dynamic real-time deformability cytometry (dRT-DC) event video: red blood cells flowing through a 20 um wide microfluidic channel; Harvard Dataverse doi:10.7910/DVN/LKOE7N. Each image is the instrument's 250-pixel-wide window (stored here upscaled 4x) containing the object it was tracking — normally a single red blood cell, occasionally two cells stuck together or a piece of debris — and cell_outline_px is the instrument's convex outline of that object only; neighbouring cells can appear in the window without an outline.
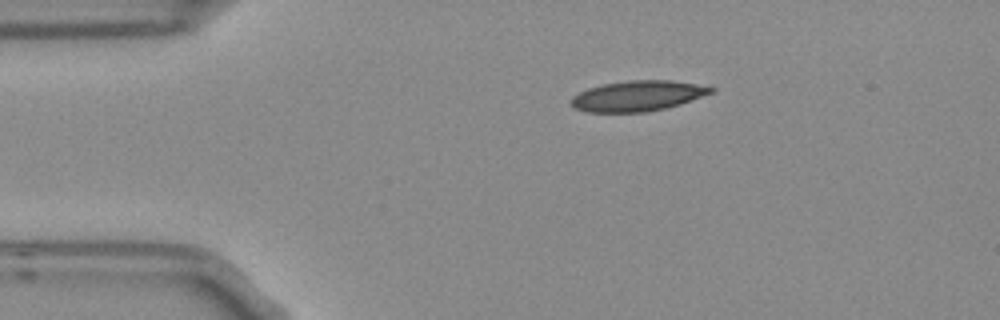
{"species": "Egyptian fruit bat (a non-hibernating species)", "species_latin": "Rousettus aegyptiacus", "temperature_condition": "room temperature", "stored_images_in_passage": 3, "camera_frame_rate_fps": 3000, "um_per_image_px": 0.085, "frame": {"image": 1, "passage_image": 1, "time_ms": 0.0, "image_size_px": [1000, 320], "cell_outline_px": [[716, 88], [712, 92], [680, 104], [664, 108], [644, 112], [588, 112], [576, 108], [572, 104], [572, 96], [588, 88], [604, 84], [628, 80], [672, 80], [696, 84]], "centroid_in_image_um": [54.2, 8.14], "position_along_channel_um": 30.8, "area_um2": 24.45}}
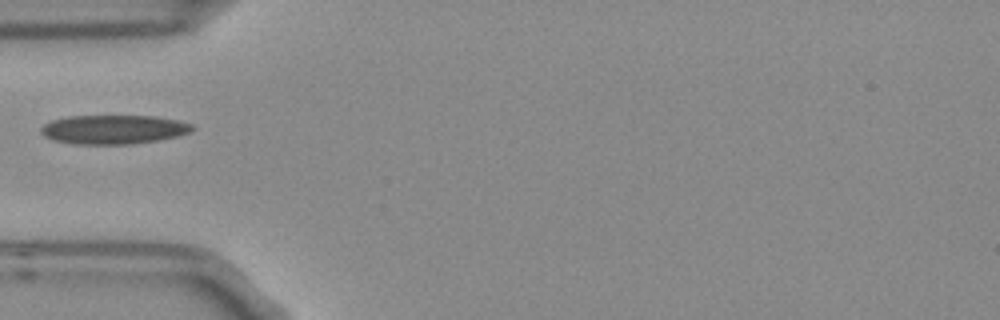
{"frame": {"image": 2, "passage_image": 3, "time_ms": 0.667, "image_size_px": [1000, 320], "cell_outline_px": [[196, 128], [188, 132], [176, 136], [160, 140], [128, 144], [72, 144], [52, 140], [44, 136], [40, 132], [40, 128], [44, 124], [52, 120], [68, 116], [152, 116], [180, 120], [192, 124]], "centroid_in_image_um": [9.63, 11.0], "position_along_channel_um": 75.4, "area_um2": 25.72}}